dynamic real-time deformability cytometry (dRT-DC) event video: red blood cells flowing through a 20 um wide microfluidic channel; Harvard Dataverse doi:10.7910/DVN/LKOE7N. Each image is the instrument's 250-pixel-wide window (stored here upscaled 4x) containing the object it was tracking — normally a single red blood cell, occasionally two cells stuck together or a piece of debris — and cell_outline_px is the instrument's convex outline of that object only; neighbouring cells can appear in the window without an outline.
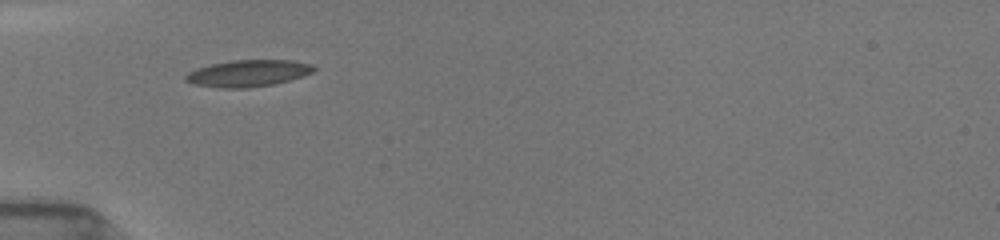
{"species": "common noctule bat (a hibernating species)", "species_latin": "Nyctalus noctula", "temperature_condition": "room temperature", "stored_images_in_passage": 50, "camera_frame_rate_fps": 3000, "um_per_image_px": 0.085, "animal": {"sex": "female", "body_mass_g": 19.5, "forearm_length_mm": 54.1}, "frame": {"image": 1, "passage_image": 1, "time_ms": 0.0, "image_size_px": [1000, 240], "cell_outline_px": [[316, 68], [312, 72], [288, 80], [272, 84], [244, 88], [220, 88], [192, 84], [184, 80], [184, 76], [188, 72], [196, 68], [212, 64], [232, 60], [292, 60], [312, 64]], "centroid_in_image_um": [21.03, 6.22], "position_along_channel_um": 64.0, "area_um2": 19.83}}
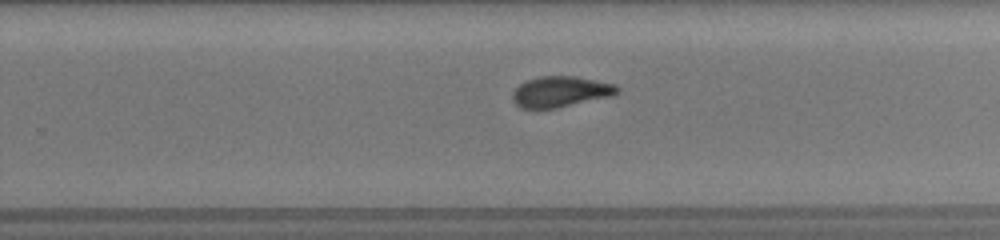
{"frame": {"image": 2, "passage_image": 27, "time_ms": 5.667, "image_size_px": [1000, 240], "cell_outline_px": [[620, 92], [612, 96], [556, 108], [520, 108], [512, 100], [512, 92], [520, 84], [528, 80], [540, 76], [576, 76], [616, 84], [620, 88]], "centroid_in_image_um": [47.67, 7.79], "position_along_channel_um": 282.1, "area_um2": 18.84}}
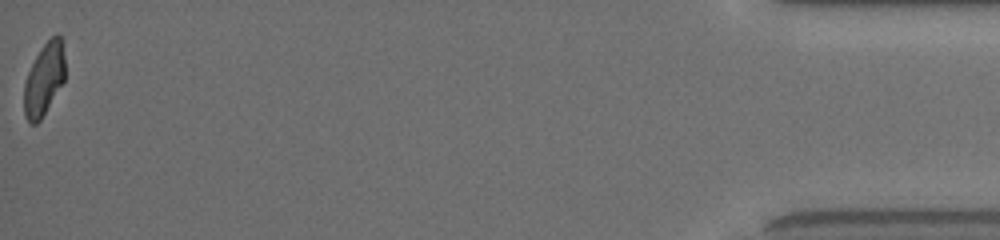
{"frame": {"image": 3, "passage_image": 50, "time_ms": 11.667, "image_size_px": [1000, 240], "cell_outline_px": [[64, 80], [40, 120], [36, 124], [32, 124], [24, 116], [24, 84], [28, 72], [40, 48], [56, 32], [60, 36], [64, 56]], "centroid_in_image_um": [3.73, 6.72], "position_along_channel_um": 431.5, "area_um2": 16.99}, "authors_computed_cell_mechanics": {"area_um2": 19.074, "velocity_mm_per_s": 3.9423, "shape_relaxation_time_tau1_ms": 2.7901, "shape_relaxation_time_tau2_ms": 0.9568, "deformation_change_tau1": 0.1344, "deformation_change_tau2": 0.0702}}